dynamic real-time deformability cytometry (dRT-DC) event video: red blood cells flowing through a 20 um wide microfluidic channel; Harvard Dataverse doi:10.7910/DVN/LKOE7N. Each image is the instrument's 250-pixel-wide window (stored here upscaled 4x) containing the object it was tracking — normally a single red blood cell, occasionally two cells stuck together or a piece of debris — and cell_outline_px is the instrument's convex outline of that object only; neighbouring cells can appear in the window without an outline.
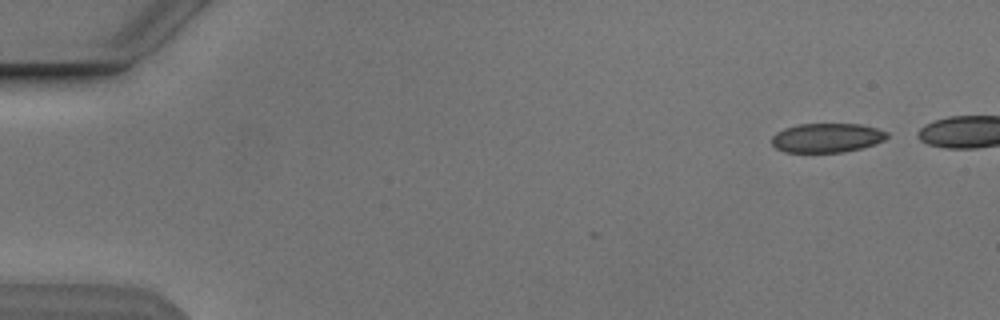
{"species": "Egyptian fruit bat (a non-hibernating species)", "species_latin": "Rousettus aegyptiacus", "temperature_condition": "cold", "stored_images_in_passage": 5, "camera_frame_rate_fps": 3000, "um_per_image_px": 0.085, "animal": {"sex": "male"}, "frame": {"image": 1, "passage_image": 1, "time_ms": 0.0, "image_size_px": [1000, 320], "cell_outline_px": [[888, 136], [884, 140], [860, 148], [844, 152], [784, 152], [776, 148], [772, 144], [772, 136], [776, 132], [784, 128], [796, 124], [860, 124], [876, 128], [888, 132]], "centroid_in_image_um": [70.25, 11.71], "position_along_channel_um": 14.8, "area_um2": 19.59}}